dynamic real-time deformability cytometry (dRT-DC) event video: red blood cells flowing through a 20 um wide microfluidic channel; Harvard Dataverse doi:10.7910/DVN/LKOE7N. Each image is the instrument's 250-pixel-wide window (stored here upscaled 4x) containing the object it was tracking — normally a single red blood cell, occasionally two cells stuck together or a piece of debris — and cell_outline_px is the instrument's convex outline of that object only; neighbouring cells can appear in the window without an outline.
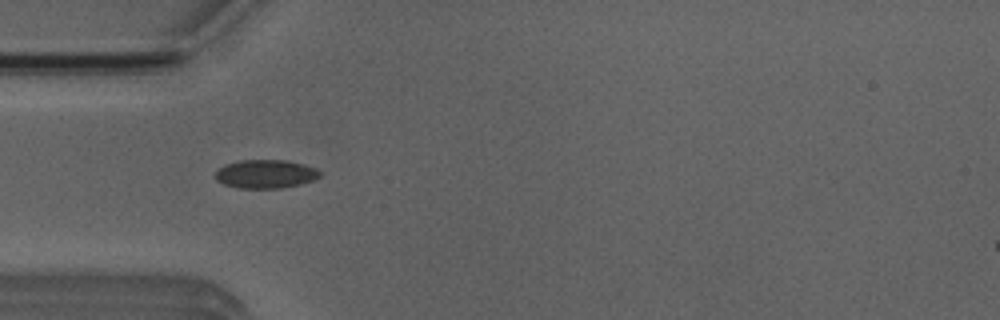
{"species": "Egyptian fruit bat (a non-hibernating species)", "species_latin": "Rousettus aegyptiacus", "temperature_condition": "room temperature", "stored_images_in_passage": 28, "camera_frame_rate_fps": 3000, "um_per_image_px": 0.085, "animal": {"sex": "male"}, "frame": {"image": 1, "passage_image": 4, "time_ms": 1.0, "image_size_px": [1000, 320], "cell_outline_px": [[320, 176], [312, 180], [300, 184], [280, 188], [236, 188], [224, 184], [216, 180], [216, 172], [224, 164], [240, 160], [288, 160], [304, 164], [316, 168], [320, 172]], "centroid_in_image_um": [22.57, 14.78], "position_along_channel_um": 62.4, "area_um2": 17.4}}
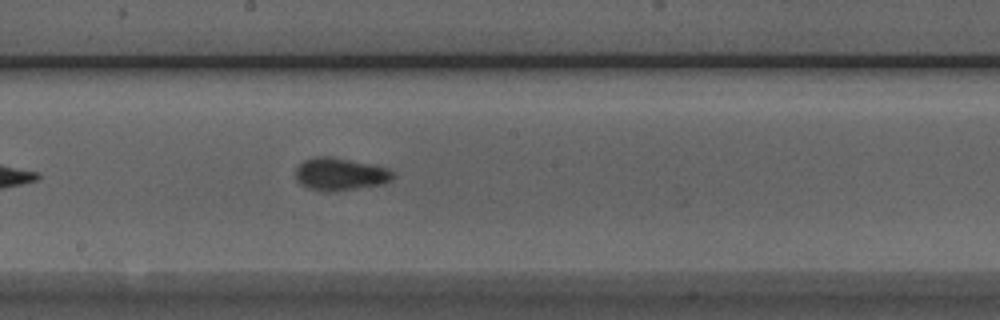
{"frame": {"image": 2, "passage_image": 16, "time_ms": 5.0, "image_size_px": [1000, 320], "cell_outline_px": [[396, 176], [392, 180], [380, 184], [332, 192], [324, 192], [308, 188], [300, 184], [296, 180], [296, 168], [304, 160], [312, 156], [332, 156], [376, 164], [388, 168]], "centroid_in_image_um": [28.91, 14.78], "position_along_channel_um": 219.3, "area_um2": 18.84}}
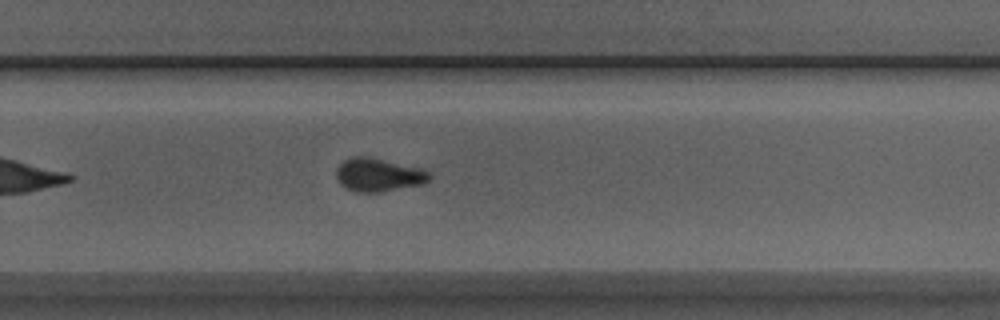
{"frame": {"image": 3, "passage_image": 22, "time_ms": 7.0, "image_size_px": [1000, 320], "cell_outline_px": [[432, 176], [424, 184], [380, 192], [356, 192], [344, 188], [336, 180], [336, 168], [344, 160], [352, 156], [368, 156], [424, 168]], "centroid_in_image_um": [32.16, 14.86], "position_along_channel_um": 297.6, "area_um2": 18.44}, "authors_computed_cell_mechanics": {"area_um2": 17.7735, "velocity_mm_per_s": 3.9306, "shape_relaxation_time_tau1_ms": 4.3783, "shape_relaxation_time_tau2_ms": null, "deformation_change_tau1": 0.0863, "deformation_change_tau2": null}}